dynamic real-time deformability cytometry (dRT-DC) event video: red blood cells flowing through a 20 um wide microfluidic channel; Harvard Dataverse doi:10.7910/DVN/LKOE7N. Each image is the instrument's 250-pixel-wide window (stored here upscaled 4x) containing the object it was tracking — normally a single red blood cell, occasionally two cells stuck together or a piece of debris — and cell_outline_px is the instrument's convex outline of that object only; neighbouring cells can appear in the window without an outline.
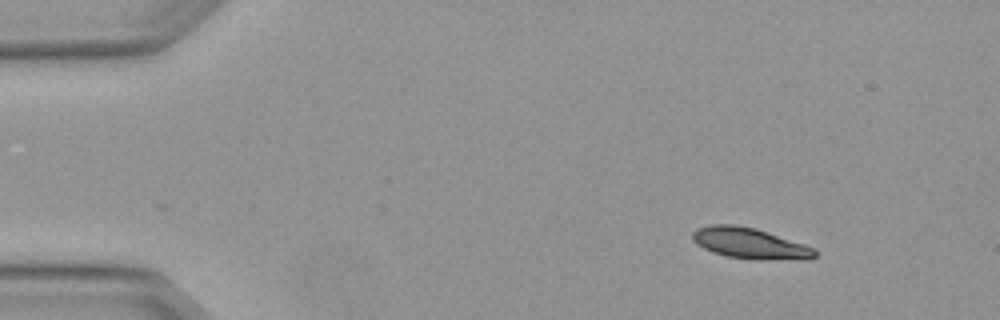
{"species": "Egyptian fruit bat (a non-hibernating species)", "species_latin": "Rousettus aegyptiacus", "temperature_condition": "warm", "stored_images_in_passage": 3, "segment_of_instrument_passage": [1, 2], "camera_frame_rate_fps": 3000, "um_per_image_px": 0.085, "animal": {"sex": "female"}, "frame": {"image": 1, "passage_image": 1, "time_ms": 0.0, "image_size_px": [1000, 320], "cell_outline_px": [[816, 256], [812, 260], [756, 260], [728, 256], [712, 252], [696, 244], [692, 240], [692, 232], [696, 228], [712, 224], [732, 224], [756, 228], [816, 248]], "centroid_in_image_um": [63.77, 20.69], "position_along_channel_um": 21.2, "area_um2": 22.37}}